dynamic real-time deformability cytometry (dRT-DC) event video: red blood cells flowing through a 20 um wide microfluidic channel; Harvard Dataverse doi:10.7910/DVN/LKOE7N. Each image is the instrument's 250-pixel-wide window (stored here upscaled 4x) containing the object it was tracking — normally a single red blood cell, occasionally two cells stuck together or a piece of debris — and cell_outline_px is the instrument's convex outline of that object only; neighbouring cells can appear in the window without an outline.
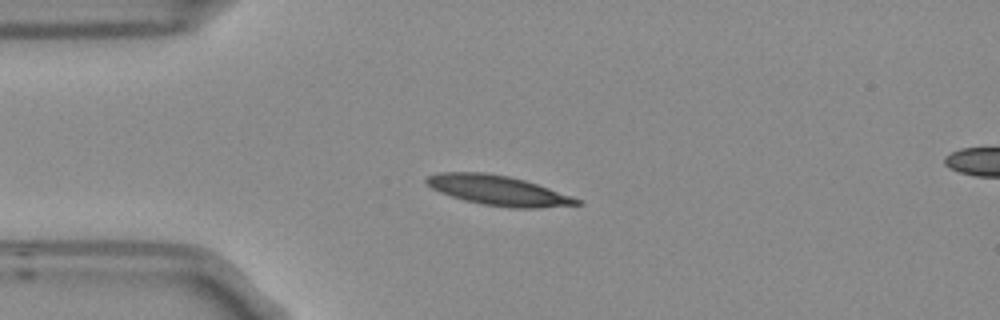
{"species": "Egyptian fruit bat (a non-hibernating species)", "species_latin": "Rousettus aegyptiacus", "temperature_condition": "room temperature", "stored_images_in_passage": 3, "camera_frame_rate_fps": 3000, "um_per_image_px": 0.085, "frame": {"image": 1, "passage_image": 2, "time_ms": 0.333, "image_size_px": [1000, 320], "cell_outline_px": [[584, 204], [540, 208], [508, 208], [484, 204], [464, 200], [440, 192], [432, 188], [424, 180], [428, 176], [440, 172], [484, 172], [508, 176], [524, 180], [572, 196], [580, 200]], "centroid_in_image_um": [42.36, 16.19], "position_along_channel_um": 42.6, "area_um2": 25.95}}